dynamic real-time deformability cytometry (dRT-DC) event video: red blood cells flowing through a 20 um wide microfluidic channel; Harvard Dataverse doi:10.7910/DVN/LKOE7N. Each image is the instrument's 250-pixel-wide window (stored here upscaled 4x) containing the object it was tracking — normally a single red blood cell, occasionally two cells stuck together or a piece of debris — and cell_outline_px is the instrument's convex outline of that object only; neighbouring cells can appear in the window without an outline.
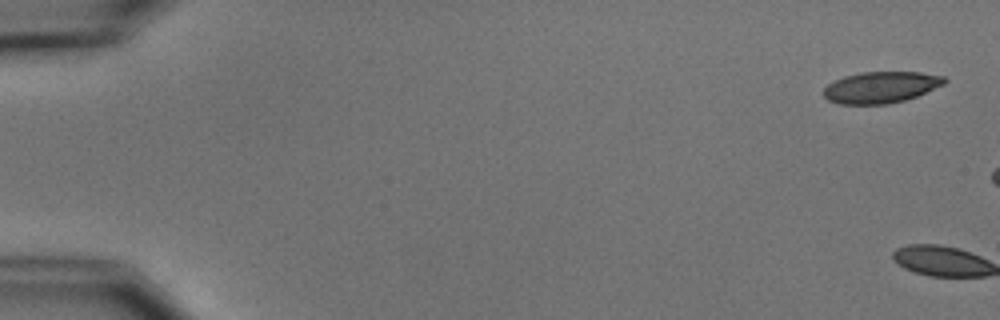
{"species": "common noctule bat (a hibernating species)", "species_latin": "Nyctalus noctula", "temperature_condition": "cold", "stored_images_in_passage": 7, "camera_frame_rate_fps": 3000, "um_per_image_px": 0.085, "animal": {"sex": "male", "body_mass_g": 15.6}, "frame": {"image": 1, "passage_image": 1, "time_ms": 0.0, "image_size_px": [1000, 320], "cell_outline_px": [[948, 80], [944, 84], [916, 96], [904, 100], [888, 104], [836, 104], [828, 100], [824, 96], [824, 88], [828, 84], [844, 76], [860, 72], [920, 72], [944, 76]], "centroid_in_image_um": [74.87, 7.42], "position_along_channel_um": 10.1, "area_um2": 22.08}}